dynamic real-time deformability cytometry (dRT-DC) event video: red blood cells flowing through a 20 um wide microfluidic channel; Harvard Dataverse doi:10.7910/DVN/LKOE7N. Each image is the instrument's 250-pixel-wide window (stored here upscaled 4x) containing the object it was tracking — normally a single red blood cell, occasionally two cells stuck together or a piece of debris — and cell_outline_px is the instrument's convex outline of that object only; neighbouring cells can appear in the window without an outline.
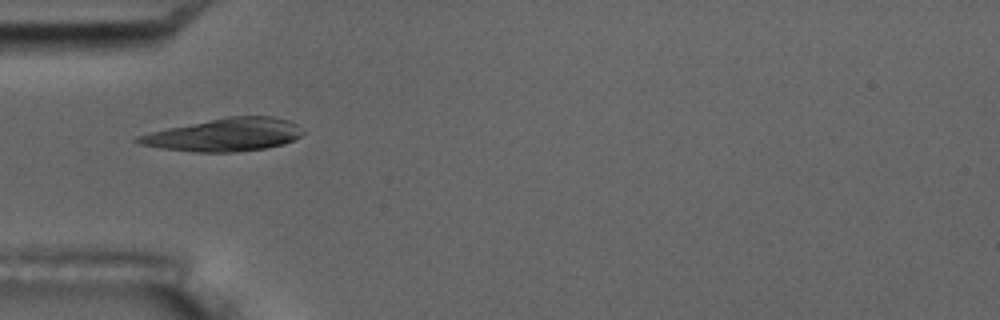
{"species": "common noctule bat (a hibernating species)", "species_latin": "Nyctalus noctula", "temperature_condition": "room temperature", "stored_images_in_passage": 16, "camera_frame_rate_fps": 3000, "um_per_image_px": 0.085, "animal": {"sex": "male", "body_mass_g": 17.5, "forearm_length_mm": 52.3}, "frame": {"image": 1, "passage_image": 5, "time_ms": 5.667, "image_size_px": [1000, 320], "cell_outline_px": [[304, 132], [300, 136], [284, 144], [264, 148], [232, 152], [192, 152], [160, 148], [140, 144], [132, 140], [136, 136], [148, 132], [228, 116], [272, 116], [288, 120], [296, 124]], "centroid_in_image_um": [19.04, 11.46], "position_along_channel_um": 66.0, "area_um2": 31.5}}